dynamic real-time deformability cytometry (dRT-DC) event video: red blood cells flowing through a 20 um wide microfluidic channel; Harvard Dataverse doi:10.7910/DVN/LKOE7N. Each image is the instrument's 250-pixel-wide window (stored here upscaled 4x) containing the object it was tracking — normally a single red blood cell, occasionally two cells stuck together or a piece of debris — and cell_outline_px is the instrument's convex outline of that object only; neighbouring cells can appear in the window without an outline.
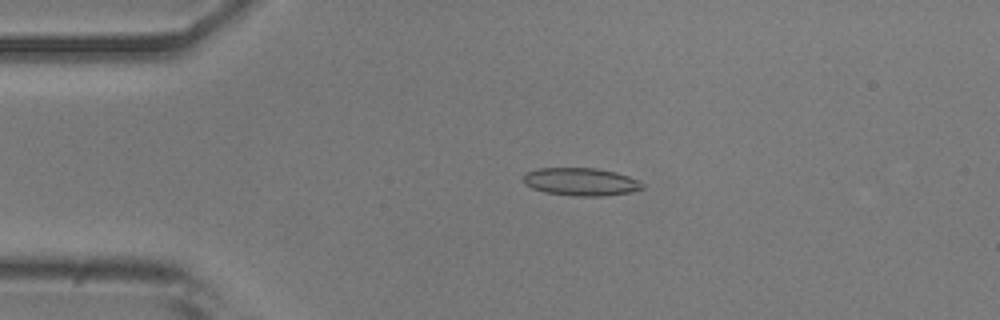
{"species": "common noctule bat (a hibernating species)", "species_latin": "Nyctalus noctula", "temperature_condition": "room temperature", "stored_images_in_passage": 16, "camera_frame_rate_fps": 3000, "um_per_image_px": 0.085, "animal": {"sex": "male", "body_mass_g": 20.5, "forearm_length_mm": 52.5}, "frame": {"image": 1, "passage_image": 11, "time_ms": 3.333, "image_size_px": [1000, 320], "cell_outline_px": [[644, 188], [628, 192], [604, 196], [572, 196], [544, 192], [532, 188], [524, 184], [524, 172], [536, 168], [596, 168], [616, 172], [640, 180], [644, 184]], "centroid_in_image_um": [49.36, 15.44], "position_along_channel_um": 35.6, "area_um2": 19.48}}